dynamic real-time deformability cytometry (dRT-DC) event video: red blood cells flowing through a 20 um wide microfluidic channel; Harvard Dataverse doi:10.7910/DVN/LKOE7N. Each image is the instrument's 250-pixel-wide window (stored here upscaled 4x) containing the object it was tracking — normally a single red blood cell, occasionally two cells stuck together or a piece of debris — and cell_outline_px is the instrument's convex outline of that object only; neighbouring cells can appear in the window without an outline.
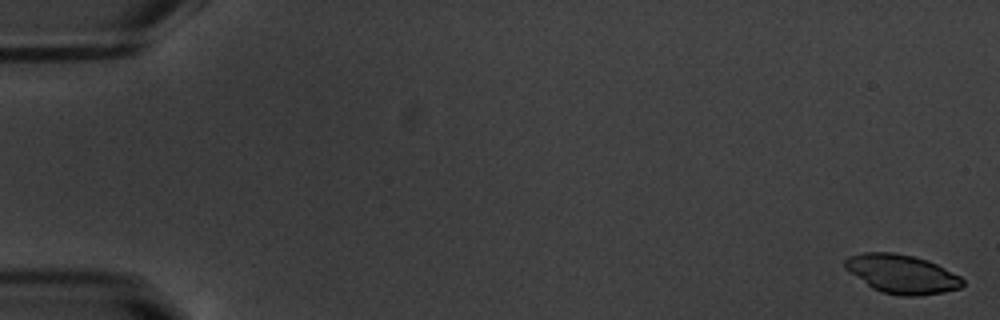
{"species": "common noctule bat (a hibernating species)", "species_latin": "Nyctalus noctula", "temperature_condition": "warm", "stored_images_in_passage": 54, "camera_frame_rate_fps": 3000, "um_per_image_px": 0.085, "animal": {"sex": "male", "body_mass_g": 20.1, "forearm_length_mm": 53.5}, "frame": {"image": 1, "passage_image": 1, "time_ms": 0.0, "image_size_px": [1000, 320], "cell_outline_px": [[964, 284], [960, 288], [944, 292], [920, 296], [900, 296], [880, 292], [872, 288], [844, 268], [844, 260], [848, 256], [864, 252], [892, 252], [912, 256], [928, 260], [960, 276], [964, 280]], "centroid_in_image_um": [76.64, 23.29], "position_along_channel_um": 8.4, "area_um2": 26.7}}
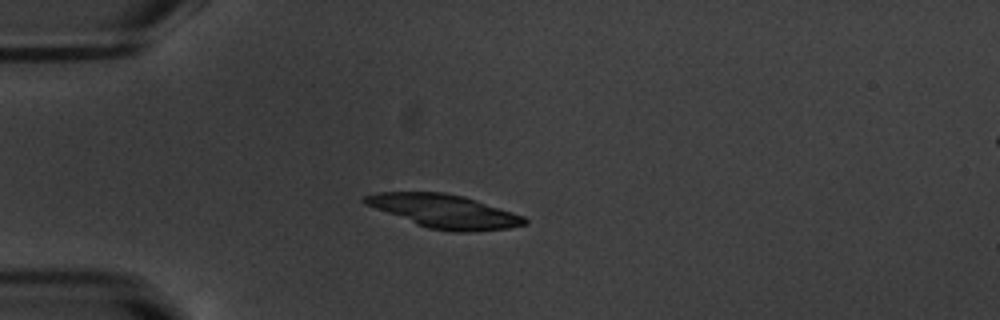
{"frame": {"image": 2, "passage_image": 15, "time_ms": 4.667, "image_size_px": [1000, 320], "cell_outline_px": [[528, 224], [508, 228], [468, 232], [452, 232], [428, 228], [416, 224], [364, 204], [360, 200], [364, 196], [376, 192], [444, 192], [464, 196], [524, 216], [528, 220]], "centroid_in_image_um": [37.75, 17.95], "position_along_channel_um": 47.2, "area_um2": 31.15}}